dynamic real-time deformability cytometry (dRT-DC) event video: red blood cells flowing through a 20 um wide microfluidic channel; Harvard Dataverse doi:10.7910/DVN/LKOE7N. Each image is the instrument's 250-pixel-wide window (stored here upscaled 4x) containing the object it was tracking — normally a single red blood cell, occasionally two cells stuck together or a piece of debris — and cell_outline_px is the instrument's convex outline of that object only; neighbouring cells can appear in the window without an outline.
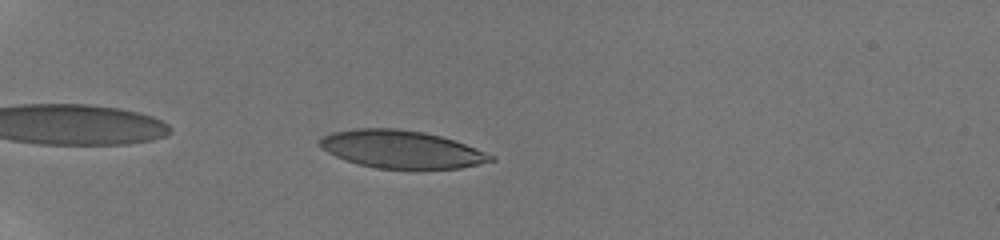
{"species": "human", "species_latin": "Homo sapiens", "temperature_condition": "room temperature", "stored_images_in_passage": 43, "camera_frame_rate_fps": 3000, "um_per_image_px": 0.085, "donor": {"sex": "male"}, "frame": {"image": 1, "passage_image": 5, "time_ms": 1.333, "image_size_px": [1000, 240], "cell_outline_px": [[496, 160], [460, 168], [376, 168], [356, 164], [344, 160], [320, 148], [320, 136], [332, 132], [356, 128], [396, 128], [424, 132], [440, 136], [476, 148], [496, 156]], "centroid_in_image_um": [34.08, 12.68], "position_along_channel_um": 50.9, "area_um2": 37.51}}
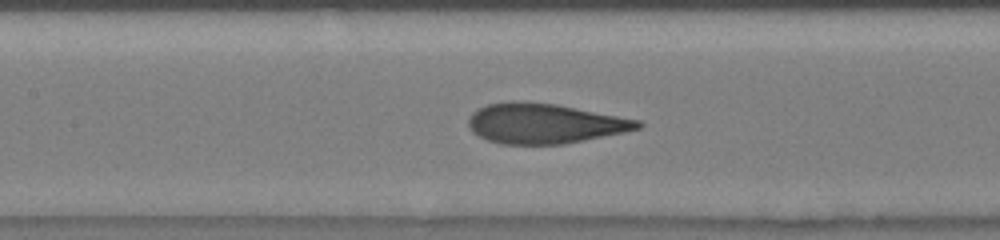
{"frame": {"image": 2, "passage_image": 17, "time_ms": 5.333, "image_size_px": [1000, 240], "cell_outline_px": [[644, 124], [640, 128], [624, 132], [564, 144], [500, 144], [488, 140], [472, 132], [468, 124], [468, 116], [476, 108], [488, 104], [512, 100], [524, 100], [556, 104], [640, 120]], "centroid_in_image_um": [46.24, 10.48], "position_along_channel_um": 161.2, "area_um2": 39.71}}
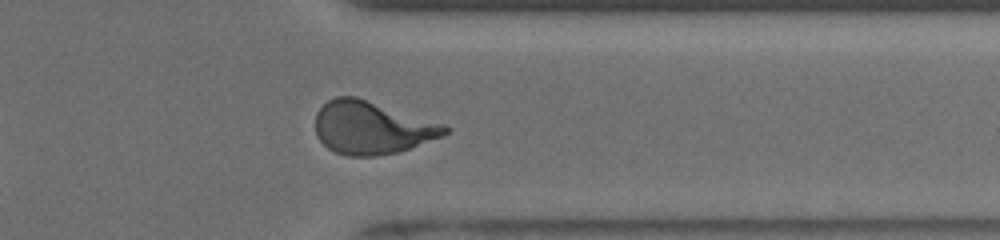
{"frame": {"image": 3, "passage_image": 34, "time_ms": 11.0, "image_size_px": [1000, 240], "cell_outline_px": [[452, 128], [448, 132], [440, 136], [408, 148], [396, 152], [376, 156], [348, 156], [336, 152], [328, 148], [316, 136], [316, 112], [328, 100], [336, 96], [356, 96], [444, 124]], "centroid_in_image_um": [31.58, 10.84], "position_along_channel_um": 379.8, "area_um2": 39.54}, "authors_computed_cell_mechanics": {"area_um2": 39.2462, "velocity_mm_per_s": 3.8678, "shape_relaxation_time_tau1_ms": 6.456, "shape_relaxation_time_tau2_ms": null, "deformation_change_tau1": 0.2612, "deformation_change_tau2": null}}